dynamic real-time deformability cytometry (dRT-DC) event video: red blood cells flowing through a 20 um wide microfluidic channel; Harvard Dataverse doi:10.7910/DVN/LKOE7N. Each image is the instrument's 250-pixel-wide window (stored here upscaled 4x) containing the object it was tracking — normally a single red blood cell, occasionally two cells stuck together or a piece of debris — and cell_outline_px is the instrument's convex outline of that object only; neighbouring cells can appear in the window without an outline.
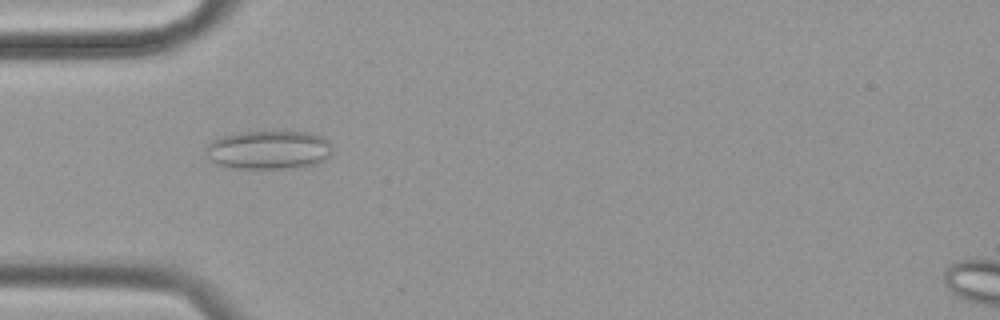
{"species": "common noctule bat (a hibernating species)", "species_latin": "Nyctalus noctula", "temperature_condition": "cold", "stored_images_in_passage": 57, "camera_frame_rate_fps": 3000, "um_per_image_px": 0.085, "animal": {"sex": "female", "body_mass_g": 19.9}, "frame": {"image": 1, "passage_image": 17, "time_ms": 5.333, "image_size_px": [1000, 320], "cell_outline_px": [[332, 144], [328, 156], [324, 160], [316, 164], [296, 168], [236, 168], [216, 164], [208, 156], [204, 148], [212, 140], [224, 136], [244, 132], [308, 132], [320, 136], [328, 140]], "centroid_in_image_um": [22.85, 12.75], "position_along_channel_um": 62.2, "area_um2": 28.32}}
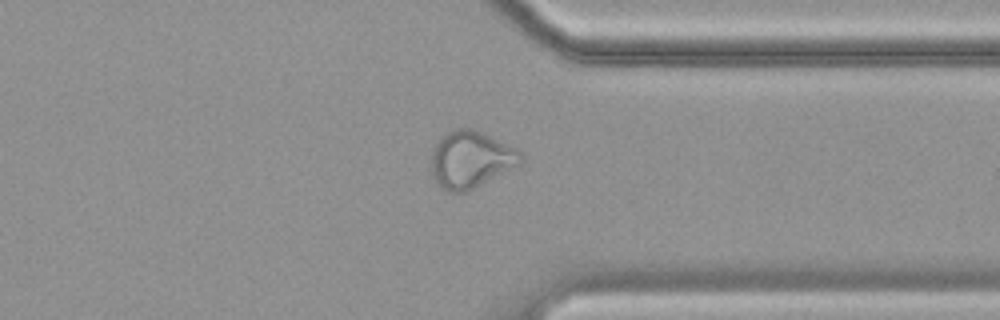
{"frame": {"image": 2, "passage_image": 44, "time_ms": 14.333, "image_size_px": [1000, 320], "cell_outline_px": [[520, 164], [464, 192], [448, 192], [440, 188], [436, 184], [432, 172], [432, 148], [440, 136], [456, 128], [468, 128], [480, 132], [516, 148], [520, 152]], "centroid_in_image_um": [39.94, 13.55], "position_along_channel_um": 371.5, "area_um2": 29.13}}
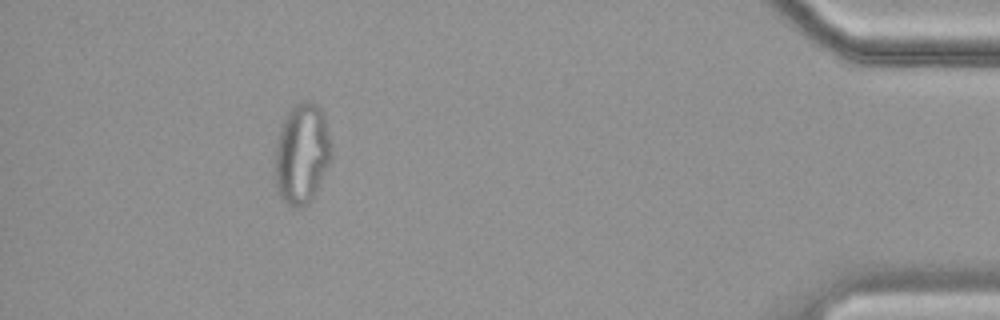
{"frame": {"image": 3, "passage_image": 52, "time_ms": 17.0, "image_size_px": [1000, 320], "cell_outline_px": [[332, 156], [312, 200], [308, 204], [296, 208], [288, 204], [280, 196], [276, 188], [276, 144], [280, 128], [288, 112], [300, 100], [308, 100], [316, 104], [324, 112], [332, 144]], "centroid_in_image_um": [25.69, 13.04], "position_along_channel_um": 409.5, "area_um2": 33.06}}